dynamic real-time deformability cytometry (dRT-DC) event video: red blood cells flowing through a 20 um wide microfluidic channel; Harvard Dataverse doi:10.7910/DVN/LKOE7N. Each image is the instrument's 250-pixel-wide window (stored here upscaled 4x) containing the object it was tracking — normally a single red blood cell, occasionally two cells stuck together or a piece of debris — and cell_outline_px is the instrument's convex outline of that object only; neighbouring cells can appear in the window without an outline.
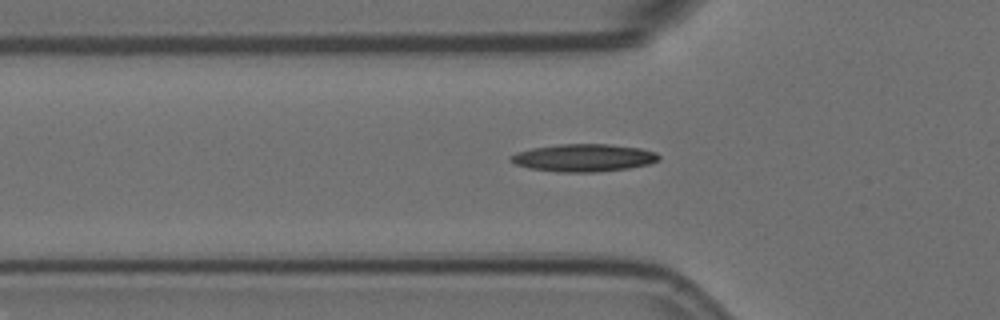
{"species": "Egyptian fruit bat (a non-hibernating species)", "species_latin": "Rousettus aegyptiacus", "temperature_condition": "room temperature", "stored_images_in_passage": 23, "camera_frame_rate_fps": 3000, "um_per_image_px": 0.085, "animal": {"sex": "female"}, "frame": {"image": 1, "passage_image": 6, "time_ms": 1.667, "image_size_px": [1000, 320], "cell_outline_px": [[660, 160], [648, 164], [628, 168], [596, 172], [560, 172], [528, 168], [516, 164], [508, 160], [508, 156], [516, 152], [532, 148], [560, 144], [608, 144], [640, 148], [656, 152], [660, 156]], "centroid_in_image_um": [49.59, 13.41], "position_along_channel_um": 76.2, "area_um2": 23.87}}
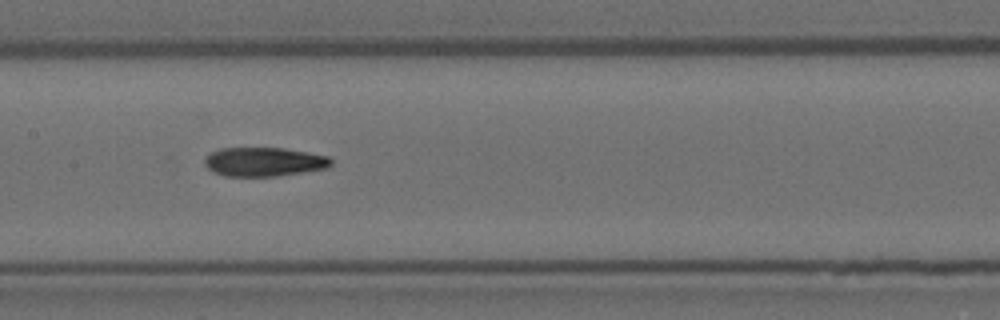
{"frame": {"image": 2, "passage_image": 15, "time_ms": 4.667, "image_size_px": [1000, 320], "cell_outline_px": [[332, 164], [328, 168], [304, 172], [276, 176], [224, 176], [212, 172], [204, 164], [204, 160], [212, 152], [220, 148], [284, 148], [308, 152], [328, 156], [332, 160]], "centroid_in_image_um": [22.45, 13.76], "position_along_channel_um": 184.9, "area_um2": 21.44}}
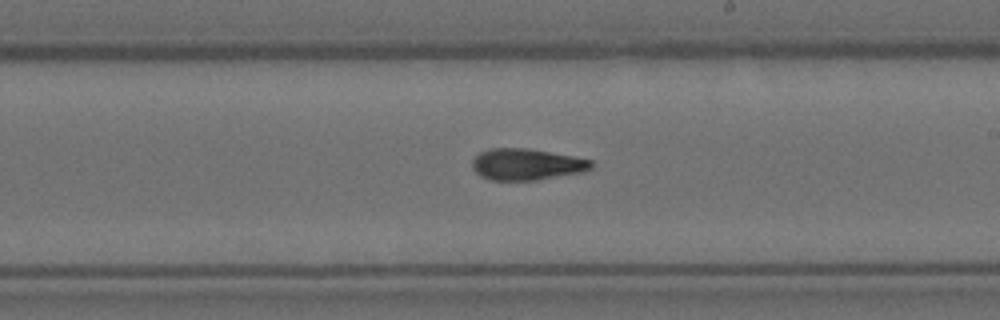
{"frame": {"image": 3, "passage_image": 20, "time_ms": 6.333, "image_size_px": [1000, 320], "cell_outline_px": [[592, 168], [584, 172], [536, 180], [492, 180], [480, 176], [472, 168], [472, 160], [480, 152], [488, 148], [528, 148], [572, 156], [592, 160]], "centroid_in_image_um": [44.75, 13.97], "position_along_channel_um": 244.3, "area_um2": 21.85}}